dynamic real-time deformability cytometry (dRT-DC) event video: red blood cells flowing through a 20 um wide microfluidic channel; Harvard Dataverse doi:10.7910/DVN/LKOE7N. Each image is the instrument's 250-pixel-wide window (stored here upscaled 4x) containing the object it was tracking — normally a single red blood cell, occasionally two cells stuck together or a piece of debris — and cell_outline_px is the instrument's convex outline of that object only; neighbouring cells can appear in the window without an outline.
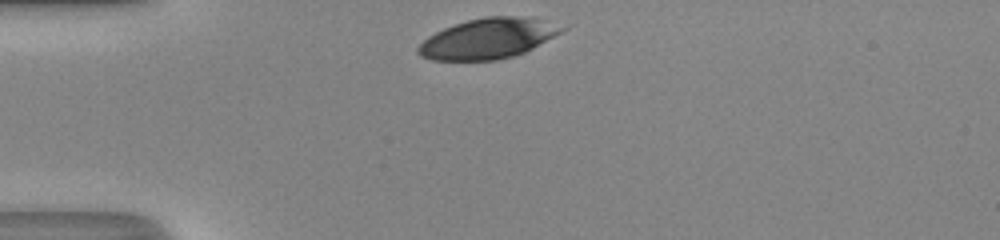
{"species": "human", "species_latin": "Homo sapiens", "temperature_condition": "room temperature", "stored_images_in_passage": 28, "camera_frame_rate_fps": 3000, "um_per_image_px": 0.085, "donor": {"sex": "male"}, "frame": {"image": 1, "passage_image": 1, "time_ms": 0.0, "image_size_px": [1000, 240], "cell_outline_px": [[568, 28], [532, 48], [524, 52], [512, 56], [496, 60], [432, 60], [420, 56], [416, 52], [416, 48], [428, 36], [452, 24], [484, 16], [516, 16], [536, 20]], "centroid_in_image_um": [41.38, 3.29], "position_along_channel_um": 43.6, "area_um2": 33.18}}
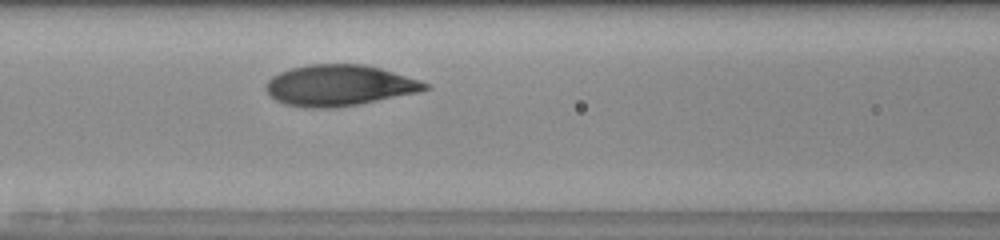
{"frame": {"image": 2, "passage_image": 10, "time_ms": 3.0, "image_size_px": [1000, 240], "cell_outline_px": [[432, 88], [416, 92], [356, 104], [328, 108], [312, 108], [288, 104], [276, 100], [264, 88], [268, 80], [272, 76], [288, 68], [308, 64], [364, 64], [380, 68], [420, 80], [428, 84]], "centroid_in_image_um": [28.81, 7.23], "position_along_channel_um": 137.8, "area_um2": 37.51}}
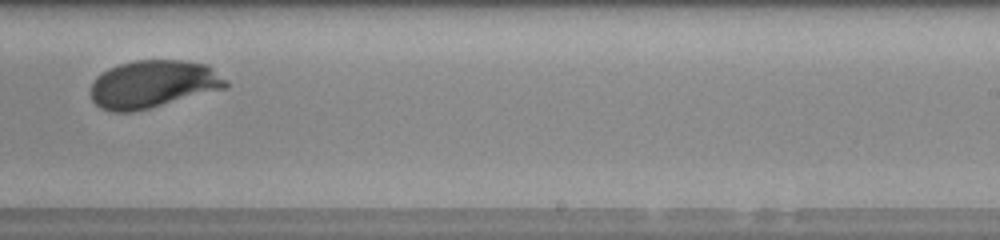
{"frame": {"image": 3, "passage_image": 20, "time_ms": 6.333, "image_size_px": [1000, 240], "cell_outline_px": [[228, 88], [132, 112], [112, 112], [100, 108], [92, 100], [92, 84], [96, 76], [108, 68], [120, 64], [136, 60], [184, 60], [208, 64], [228, 84]], "centroid_in_image_um": [13.0, 7.15], "position_along_channel_um": 276.0, "area_um2": 37.4}, "authors_computed_cell_mechanics": {"area_um2": 37.4255, "velocity_mm_per_s": 4.1719, "shape_relaxation_time_tau1_ms": 3.0405, "shape_relaxation_time_tau2_ms": null, "deformation_change_tau1": 0.16, "deformation_change_tau2": null}}